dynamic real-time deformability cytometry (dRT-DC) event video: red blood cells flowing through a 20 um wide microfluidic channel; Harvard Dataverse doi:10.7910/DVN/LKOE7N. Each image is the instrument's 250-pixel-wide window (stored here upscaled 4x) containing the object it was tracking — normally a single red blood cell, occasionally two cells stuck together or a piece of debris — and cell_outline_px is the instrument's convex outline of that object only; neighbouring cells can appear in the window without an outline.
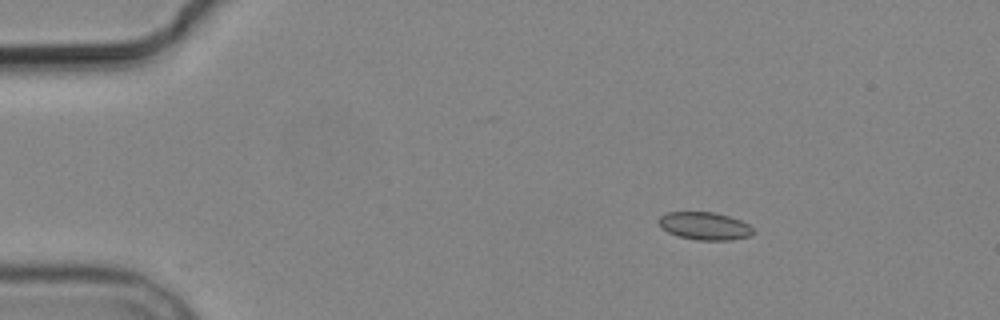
{"species": "common noctule bat (a hibernating species)", "species_latin": "Nyctalus noctula", "temperature_condition": "cold", "stored_images_in_passage": 4, "camera_frame_rate_fps": 3000, "um_per_image_px": 0.085, "animal": {"sex": "male", "body_mass_g": 19.2, "forearm_length_mm": 51.8}, "frame": {"image": 1, "passage_image": 2, "time_ms": 2.667, "image_size_px": [1000, 320], "cell_outline_px": [[756, 232], [752, 236], [732, 240], [696, 240], [680, 236], [668, 232], [656, 220], [660, 216], [668, 212], [716, 212], [740, 220], [748, 224]], "centroid_in_image_um": [59.94, 19.21], "position_along_channel_um": 25.1, "area_um2": 15.32}}